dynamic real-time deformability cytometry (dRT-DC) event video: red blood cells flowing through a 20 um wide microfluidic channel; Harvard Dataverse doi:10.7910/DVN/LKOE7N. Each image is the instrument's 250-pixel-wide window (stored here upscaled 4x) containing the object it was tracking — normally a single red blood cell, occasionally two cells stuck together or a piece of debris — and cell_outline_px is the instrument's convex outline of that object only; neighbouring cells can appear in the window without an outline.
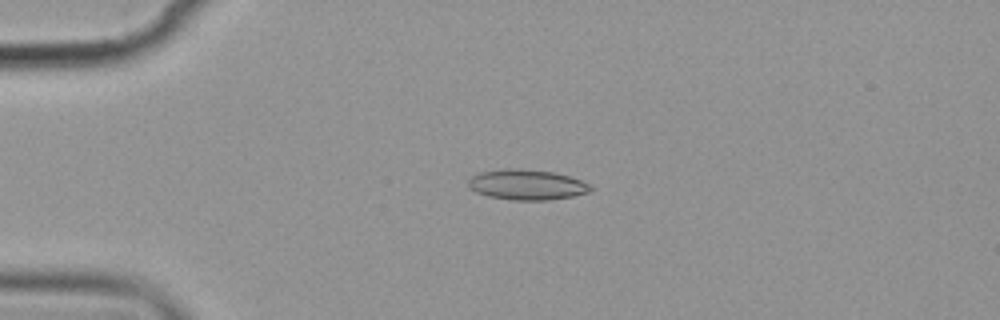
{"species": "common noctule bat (a hibernating species)", "species_latin": "Nyctalus noctula", "temperature_condition": "cold", "stored_images_in_passage": 4, "camera_frame_rate_fps": 3000, "um_per_image_px": 0.085, "animal": {"sex": "female", "body_mass_g": 19.9}, "frame": {"image": 1, "passage_image": 3, "time_ms": 3.333, "image_size_px": [1000, 320], "cell_outline_px": [[592, 192], [572, 196], [548, 200], [512, 200], [488, 196], [476, 192], [468, 188], [468, 180], [472, 176], [480, 172], [504, 168], [520, 168], [556, 172], [580, 180], [588, 184], [592, 188]], "centroid_in_image_um": [44.76, 15.69], "position_along_channel_um": 40.2, "area_um2": 21.79}}